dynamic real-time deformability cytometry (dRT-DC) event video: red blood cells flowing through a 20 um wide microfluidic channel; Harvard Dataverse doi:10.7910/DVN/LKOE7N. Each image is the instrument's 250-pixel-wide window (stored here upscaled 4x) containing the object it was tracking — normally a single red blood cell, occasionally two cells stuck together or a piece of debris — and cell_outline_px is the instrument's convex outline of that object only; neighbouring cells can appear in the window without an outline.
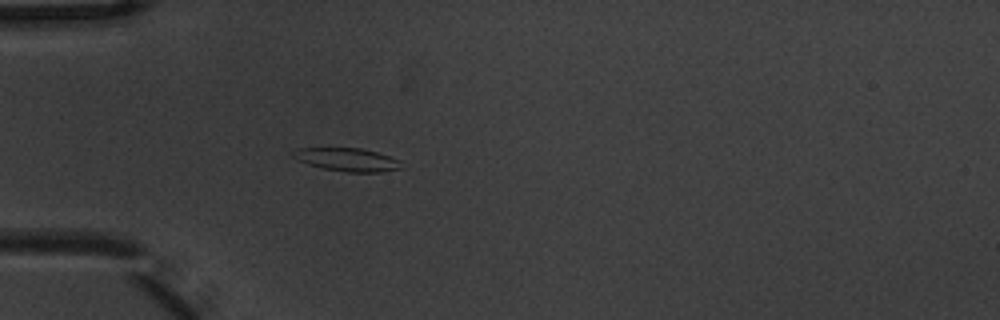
{"species": "common noctule bat (a hibernating species)", "species_latin": "Nyctalus noctula", "temperature_condition": "warm", "stored_images_in_passage": 5, "camera_frame_rate_fps": 3000, "um_per_image_px": 0.085, "animal": {"sex": "male", "body_mass_g": 20.1, "forearm_length_mm": 53.5}, "frame": {"image": 1, "passage_image": 5, "time_ms": 1.333, "image_size_px": [1000, 320], "cell_outline_px": [[404, 168], [380, 172], [348, 172], [324, 168], [308, 164], [292, 156], [292, 152], [296, 148], [360, 148], [376, 152], [400, 160]], "centroid_in_image_um": [29.55, 13.56], "position_along_channel_um": 55.5, "area_um2": 14.51}}